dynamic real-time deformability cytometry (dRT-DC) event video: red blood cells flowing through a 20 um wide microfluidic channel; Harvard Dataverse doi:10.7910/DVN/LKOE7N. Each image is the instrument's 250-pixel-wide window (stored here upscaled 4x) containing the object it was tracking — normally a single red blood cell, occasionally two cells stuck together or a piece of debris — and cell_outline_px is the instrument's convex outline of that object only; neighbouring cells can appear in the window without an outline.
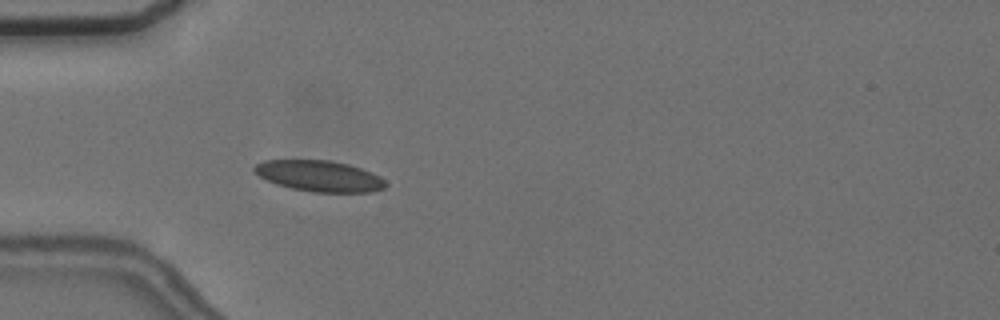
{"species": "common noctule bat (a hibernating species)", "species_latin": "Nyctalus noctula", "temperature_condition": "cold", "stored_images_in_passage": 4, "camera_frame_rate_fps": 3000, "um_per_image_px": 0.085, "animal": {"sex": "female", "body_mass_g": 24.6, "forearm_length_mm": 56.2}, "frame": {"image": 1, "passage_image": 4, "time_ms": 4.667, "image_size_px": [1000, 320], "cell_outline_px": [[388, 184], [384, 188], [372, 192], [312, 192], [292, 188], [276, 184], [260, 176], [252, 168], [256, 164], [264, 160], [328, 160], [348, 164], [372, 172], [380, 176]], "centroid_in_image_um": [27.17, 14.96], "position_along_channel_um": 57.8, "area_um2": 23.64}}